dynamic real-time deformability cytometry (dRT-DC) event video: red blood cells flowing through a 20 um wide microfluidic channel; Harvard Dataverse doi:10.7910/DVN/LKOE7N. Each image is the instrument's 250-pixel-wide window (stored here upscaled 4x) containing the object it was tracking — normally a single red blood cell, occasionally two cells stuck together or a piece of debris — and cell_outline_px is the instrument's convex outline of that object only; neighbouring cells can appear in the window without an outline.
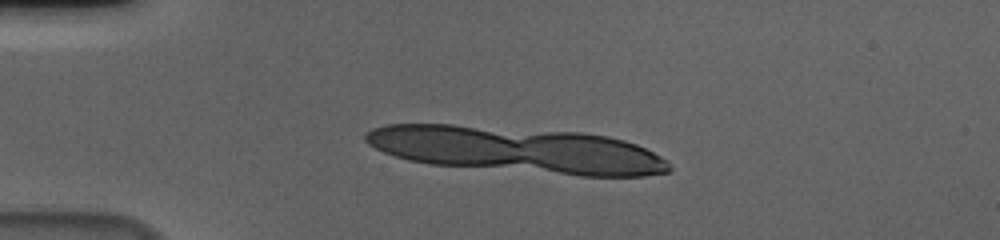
{"species": "human", "species_latin": "Homo sapiens", "temperature_condition": "cold", "stored_images_in_passage": 7, "camera_frame_rate_fps": 3000, "um_per_image_px": 0.085, "donor": {"sex": "male"}, "frame": {"image": 1, "passage_image": 1, "time_ms": 0.0, "image_size_px": [1000, 240], "cell_outline_px": [[660, 172], [628, 176], [612, 176], [604, 172], [540, 136], [596, 136], [616, 140], [632, 144], [656, 156]], "centroid_in_image_um": [51.74, 13.15], "position_along_channel_um": 33.3, "area_um2": 19.71}}